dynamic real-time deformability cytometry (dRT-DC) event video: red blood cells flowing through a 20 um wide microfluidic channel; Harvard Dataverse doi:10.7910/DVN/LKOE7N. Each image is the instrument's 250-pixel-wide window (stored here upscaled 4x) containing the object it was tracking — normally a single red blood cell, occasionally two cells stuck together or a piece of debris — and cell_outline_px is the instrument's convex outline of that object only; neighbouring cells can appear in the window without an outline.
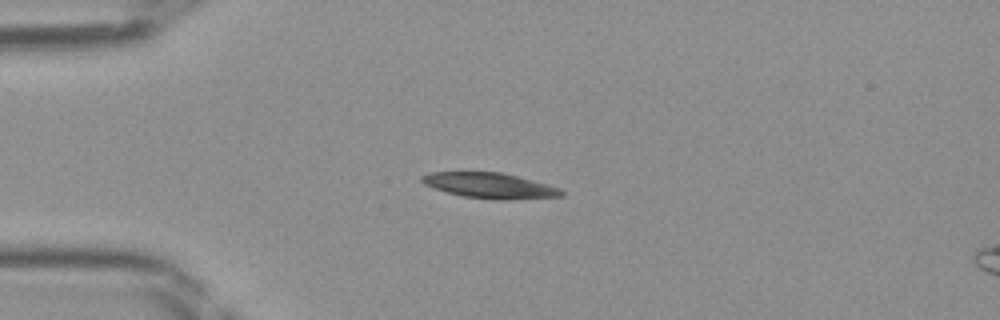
{"species": "Egyptian fruit bat (a non-hibernating species)", "species_latin": "Rousettus aegyptiacus", "temperature_condition": "room temperature", "stored_images_in_passage": 30, "camera_frame_rate_fps": 3000, "um_per_image_px": 0.085, "frame": {"image": 1, "passage_image": 1, "time_ms": 0.0, "image_size_px": [1000, 320], "cell_outline_px": [[564, 196], [508, 200], [500, 200], [464, 196], [432, 188], [424, 184], [420, 180], [420, 176], [432, 172], [500, 172], [548, 184], [560, 188], [564, 192]], "centroid_in_image_um": [41.64, 15.77], "position_along_channel_um": 43.4, "area_um2": 20.63}}
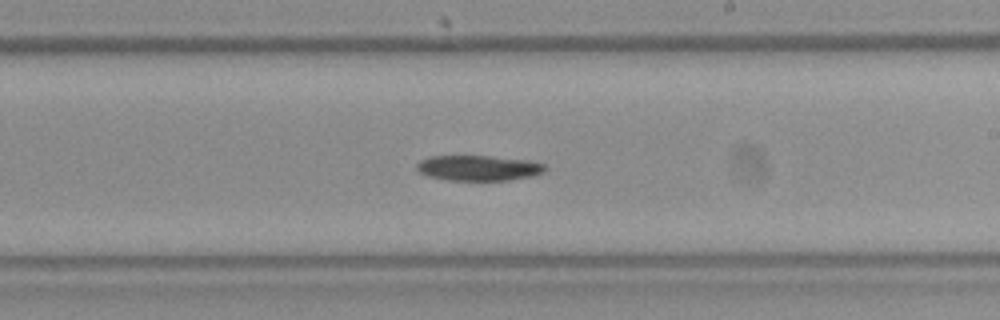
{"frame": {"image": 2, "passage_image": 17, "time_ms": 5.333, "image_size_px": [1000, 320], "cell_outline_px": [[548, 168], [544, 172], [532, 176], [508, 180], [448, 180], [428, 176], [420, 172], [416, 168], [416, 164], [420, 160], [428, 156], [492, 156], [528, 160], [544, 164]], "centroid_in_image_um": [40.67, 14.27], "position_along_channel_um": 248.3, "area_um2": 19.02}}
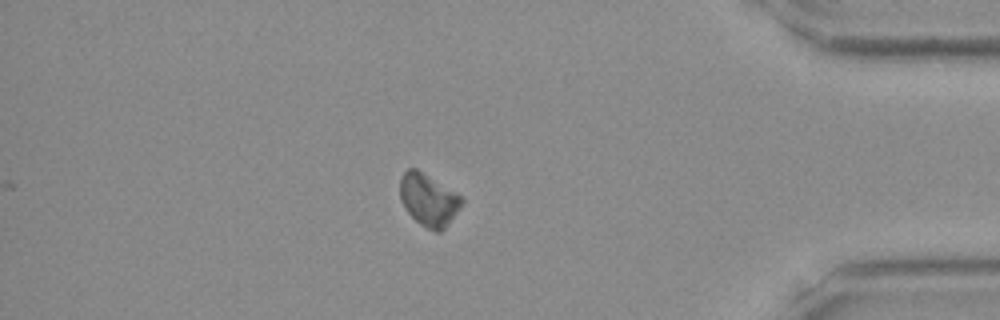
{"frame": {"image": 3, "passage_image": 30, "time_ms": 9.667, "image_size_px": [1000, 320], "cell_outline_px": [[464, 200], [460, 208], [448, 224], [440, 232], [436, 232], [420, 224], [404, 208], [400, 200], [400, 176], [408, 168], [416, 168], [456, 192]], "centroid_in_image_um": [36.41, 16.97], "position_along_channel_um": 398.8, "area_um2": 18.73}}